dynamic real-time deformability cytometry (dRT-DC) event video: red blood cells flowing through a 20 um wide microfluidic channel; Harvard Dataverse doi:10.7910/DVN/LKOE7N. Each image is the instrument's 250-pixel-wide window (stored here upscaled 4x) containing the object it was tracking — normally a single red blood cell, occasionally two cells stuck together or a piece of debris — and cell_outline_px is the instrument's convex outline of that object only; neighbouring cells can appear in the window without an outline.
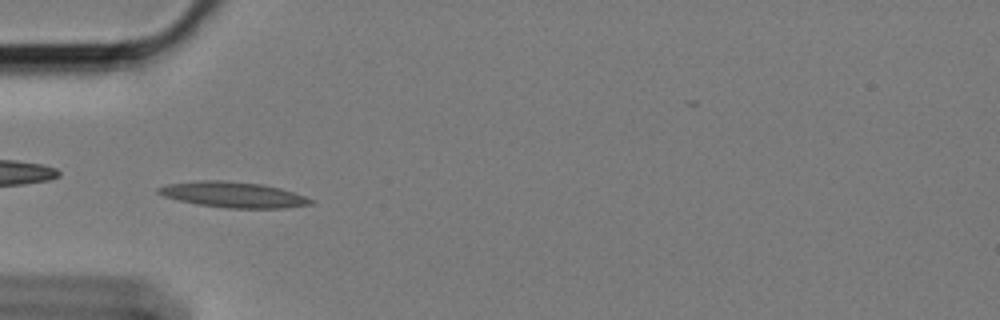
{"species": "Egyptian fruit bat (a non-hibernating species)", "species_latin": "Rousettus aegyptiacus", "temperature_condition": "cold", "stored_images_in_passage": 50, "camera_frame_rate_fps": 3000, "um_per_image_px": 0.085, "animal": {"sex": "female"}, "frame": {"image": 1, "passage_image": 9, "time_ms": 2.667, "image_size_px": [1000, 320], "cell_outline_px": [[316, 204], [284, 208], [228, 208], [196, 204], [164, 196], [156, 192], [156, 188], [168, 184], [196, 180], [228, 180], [264, 184], [280, 188], [316, 200]], "centroid_in_image_um": [19.86, 16.54], "position_along_channel_um": 65.1, "area_um2": 23.0}}
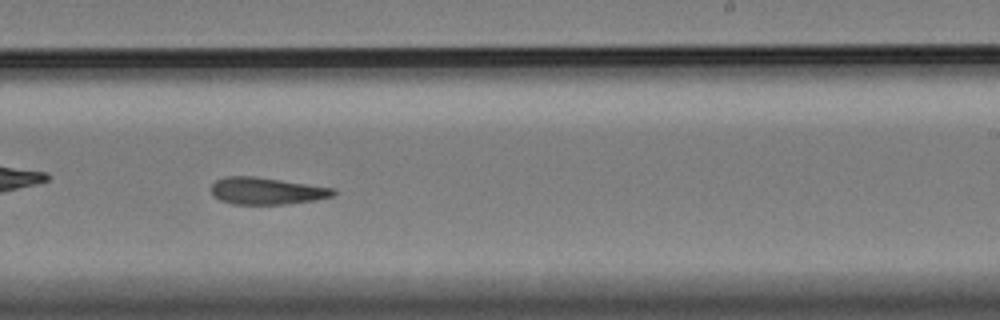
{"frame": {"image": 2, "passage_image": 27, "time_ms": 8.667, "image_size_px": [1000, 320], "cell_outline_px": [[336, 192], [332, 196], [316, 200], [284, 204], [232, 204], [220, 200], [212, 196], [212, 184], [216, 180], [228, 176], [252, 176], [336, 188]], "centroid_in_image_um": [22.66, 16.23], "position_along_channel_um": 266.3, "area_um2": 19.13}}
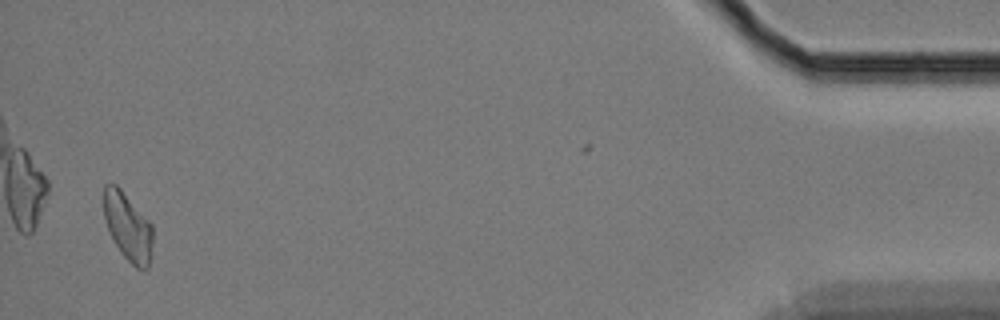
{"frame": {"image": 3, "passage_image": 48, "time_ms": 15.667, "image_size_px": [1000, 320], "cell_outline_px": [[152, 244], [148, 268], [144, 272], [136, 268], [120, 252], [104, 220], [104, 184], [116, 184], [120, 188], [152, 224]], "centroid_in_image_um": [10.88, 19.29], "position_along_channel_um": 424.3, "area_um2": 19.19}}